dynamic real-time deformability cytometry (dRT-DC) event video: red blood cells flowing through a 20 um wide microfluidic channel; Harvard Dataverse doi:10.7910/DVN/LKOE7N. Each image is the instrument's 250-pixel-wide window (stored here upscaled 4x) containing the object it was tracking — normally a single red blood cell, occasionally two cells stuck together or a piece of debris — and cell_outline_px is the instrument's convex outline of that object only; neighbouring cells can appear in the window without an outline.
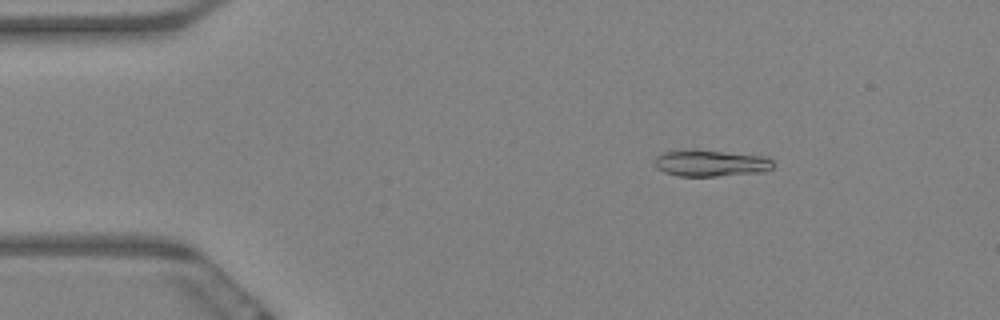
{"species": "Egyptian fruit bat (a non-hibernating species)", "species_latin": "Rousettus aegyptiacus", "temperature_condition": "warm", "stored_images_in_passage": 58, "camera_frame_rate_fps": 3000, "um_per_image_px": 0.085, "animal": {"sex": "female"}, "frame": {"image": 1, "passage_image": 8, "time_ms": 2.333, "image_size_px": [1000, 320], "cell_outline_px": [[776, 164], [772, 168], [764, 172], [716, 176], [680, 176], [664, 172], [656, 168], [652, 160], [656, 156], [664, 152], [688, 148], [764, 156], [772, 160]], "centroid_in_image_um": [60.38, 13.86], "position_along_channel_um": 24.6, "area_um2": 18.67}}
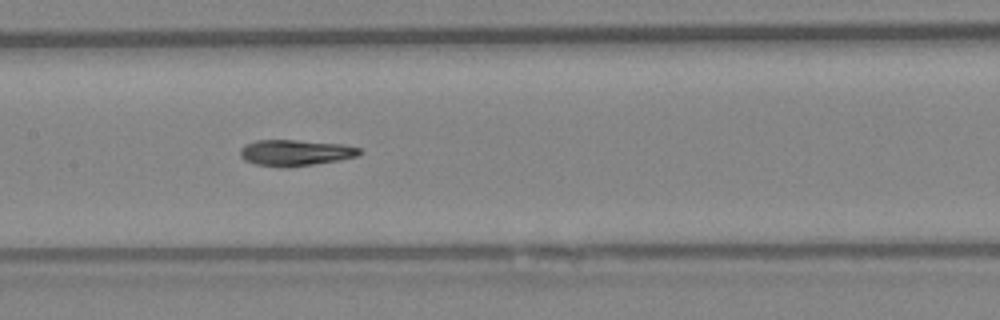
{"frame": {"image": 2, "passage_image": 28, "time_ms": 9.0, "image_size_px": [1000, 320], "cell_outline_px": [[360, 152], [356, 156], [340, 160], [288, 168], [256, 164], [244, 160], [240, 156], [240, 148], [244, 144], [256, 140], [296, 140], [344, 144], [360, 148]], "centroid_in_image_um": [25.07, 12.98], "position_along_channel_um": 182.3, "area_um2": 18.21}}
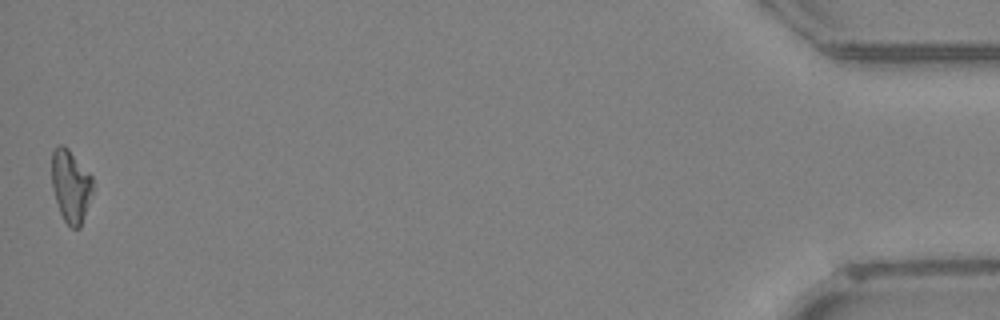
{"frame": {"image": 3, "passage_image": 58, "time_ms": 19.0, "image_size_px": [1000, 320], "cell_outline_px": [[92, 192], [80, 228], [72, 228], [64, 220], [60, 212], [52, 188], [52, 152], [60, 144], [64, 144], [68, 148], [92, 176]], "centroid_in_image_um": [6.0, 15.79], "position_along_channel_um": 429.2, "area_um2": 17.11}, "authors_computed_cell_mechanics": {"area_um2": 18.207, "velocity_mm_per_s": 3.4271, "shape_relaxation_time_tau1_ms": 8.725, "shape_relaxation_time_tau2_ms": 2.8822, "deformation_change_tau1": 0.2283, "deformation_change_tau2": 0.0762}}